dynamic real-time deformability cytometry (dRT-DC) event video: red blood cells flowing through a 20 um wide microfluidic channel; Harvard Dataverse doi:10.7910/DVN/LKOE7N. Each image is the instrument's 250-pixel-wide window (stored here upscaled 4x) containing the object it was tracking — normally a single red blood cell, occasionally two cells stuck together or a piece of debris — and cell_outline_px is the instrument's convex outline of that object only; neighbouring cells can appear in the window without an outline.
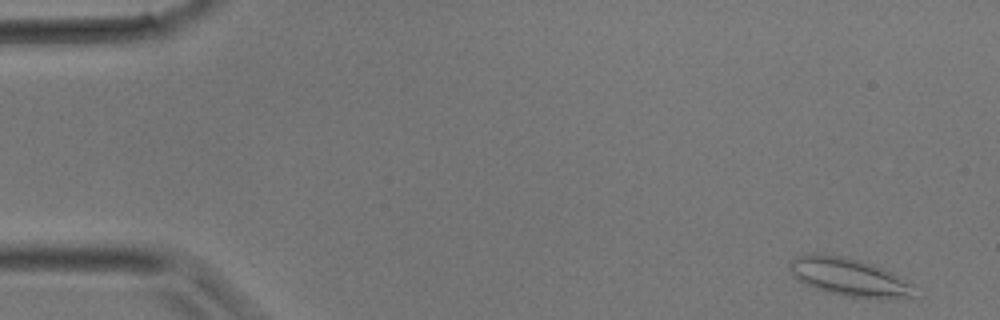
{"species": "common noctule bat (a hibernating species)", "species_latin": "Nyctalus noctula", "temperature_condition": "room temperature", "stored_images_in_passage": 34, "camera_frame_rate_fps": 3000, "um_per_image_px": 0.085, "animal": {"sex": "male", "body_mass_g": 17.9}, "frame": {"image": 1, "passage_image": 1, "time_ms": 0.0, "image_size_px": [1000, 320], "cell_outline_px": [[916, 296], [904, 300], [880, 300], [844, 296], [828, 292], [816, 288], [800, 280], [788, 268], [788, 264], [796, 256], [840, 256], [860, 260], [872, 264], [892, 272], [912, 284]], "centroid_in_image_um": [72.32, 23.63], "position_along_channel_um": 12.7, "area_um2": 27.4}}
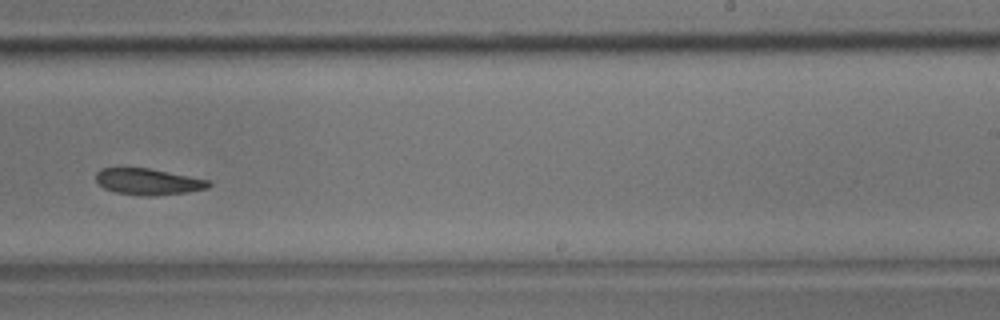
{"frame": {"image": 2, "passage_image": 21, "time_ms": 6.667, "image_size_px": [1000, 320], "cell_outline_px": [[212, 184], [208, 188], [188, 192], [152, 196], [140, 196], [116, 192], [104, 188], [96, 180], [96, 172], [100, 168], [148, 168], [208, 180]], "centroid_in_image_um": [12.58, 15.45], "position_along_channel_um": 276.4, "area_um2": 17.17}}
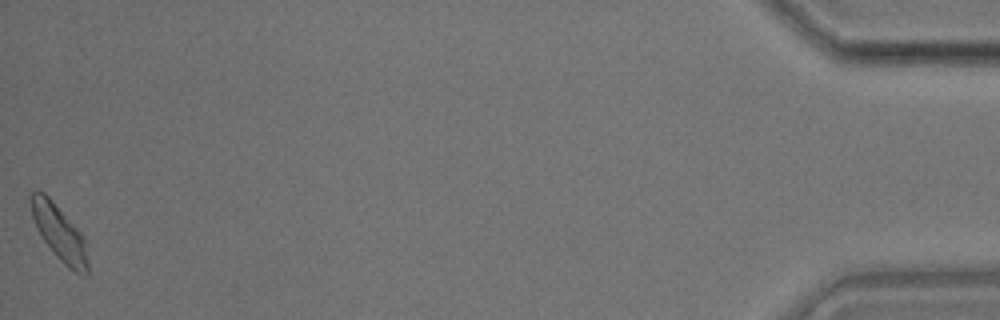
{"frame": {"image": 3, "passage_image": 34, "time_ms": 11.0, "image_size_px": [1000, 320], "cell_outline_px": [[88, 276], [84, 276], [68, 268], [52, 252], [36, 228], [32, 216], [28, 200], [28, 196], [32, 192], [44, 192], [52, 200], [84, 236], [88, 264]], "centroid_in_image_um": [5.02, 19.79], "position_along_channel_um": 430.2, "area_um2": 18.44}}